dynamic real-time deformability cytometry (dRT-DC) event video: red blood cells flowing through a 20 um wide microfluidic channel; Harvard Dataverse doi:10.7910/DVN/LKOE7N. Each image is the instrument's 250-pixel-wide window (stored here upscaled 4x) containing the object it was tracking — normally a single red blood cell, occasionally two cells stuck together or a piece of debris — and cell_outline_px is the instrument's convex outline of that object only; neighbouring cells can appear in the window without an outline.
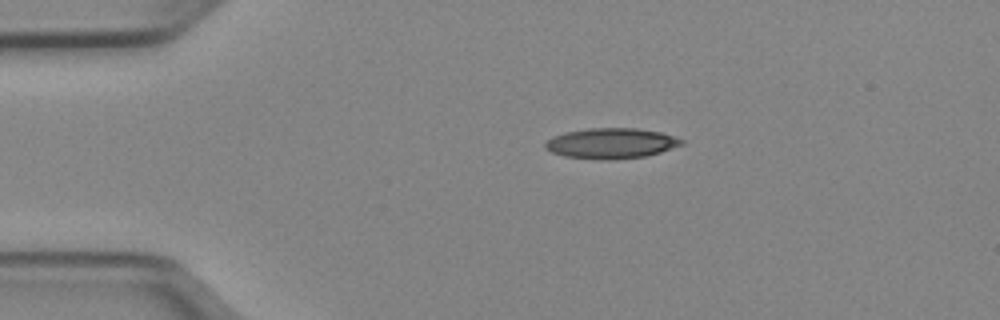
{"species": "Egyptian fruit bat (a non-hibernating species)", "species_latin": "Rousettus aegyptiacus", "temperature_condition": "cold", "stored_images_in_passage": 42, "camera_frame_rate_fps": 3000, "um_per_image_px": 0.085, "animal": {"sex": "female"}, "frame": {"image": 1, "passage_image": 1, "time_ms": 0.0, "image_size_px": [1000, 320], "cell_outline_px": [[684, 144], [660, 152], [644, 156], [604, 160], [564, 156], [552, 152], [544, 148], [544, 144], [552, 136], [564, 132], [588, 128], [636, 128], [660, 132], [684, 140]], "centroid_in_image_um": [51.92, 12.17], "position_along_channel_um": 33.1, "area_um2": 24.04}}
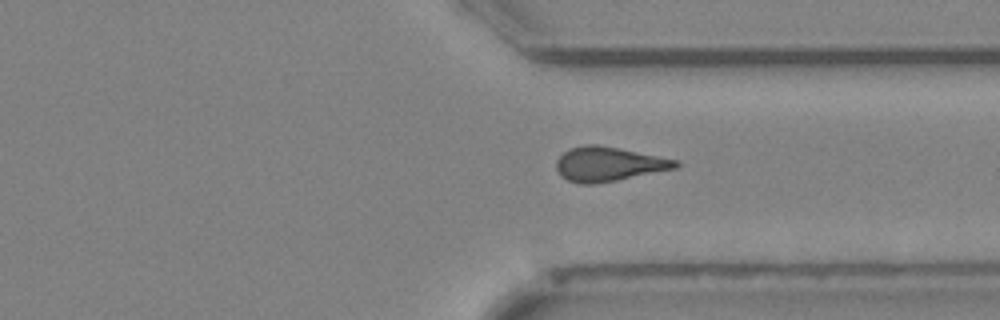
{"frame": {"image": 2, "passage_image": 29, "time_ms": 9.333, "image_size_px": [1000, 320], "cell_outline_px": [[680, 164], [676, 168], [596, 184], [580, 184], [568, 180], [560, 176], [556, 168], [556, 160], [568, 148], [584, 144], [596, 144], [680, 160]], "centroid_in_image_um": [51.7, 13.94], "position_along_channel_um": 359.7, "area_um2": 23.87}}
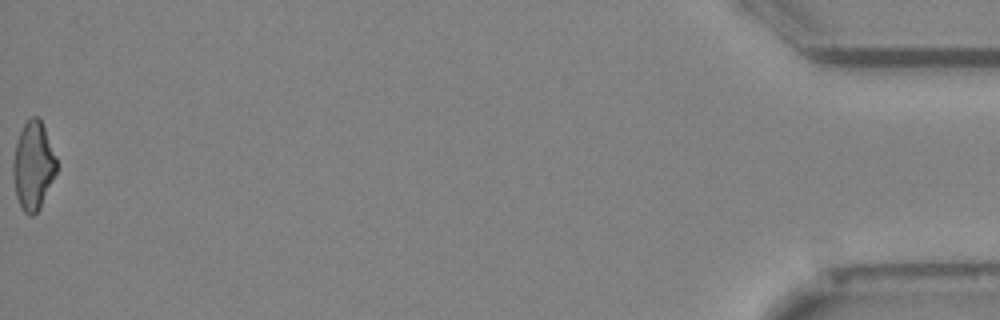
{"frame": {"image": 3, "passage_image": 42, "time_ms": 13.667, "image_size_px": [1000, 320], "cell_outline_px": [[56, 172], [40, 208], [32, 216], [28, 216], [24, 212], [16, 196], [12, 176], [12, 164], [16, 140], [24, 124], [32, 116], [36, 116], [40, 120], [44, 128], [56, 156]], "centroid_in_image_um": [2.8, 14.1], "position_along_channel_um": 432.4, "area_um2": 22.2}, "authors_computed_cell_mechanics": {"area_um2": 23.7558, "velocity_mm_per_s": 3.9771, "shape_relaxation_time_tau1_ms": 10.6114, "shape_relaxation_time_tau2_ms": 4.0625, "deformation_change_tau1": 0.2391, "deformation_change_tau2": 0.1497}}